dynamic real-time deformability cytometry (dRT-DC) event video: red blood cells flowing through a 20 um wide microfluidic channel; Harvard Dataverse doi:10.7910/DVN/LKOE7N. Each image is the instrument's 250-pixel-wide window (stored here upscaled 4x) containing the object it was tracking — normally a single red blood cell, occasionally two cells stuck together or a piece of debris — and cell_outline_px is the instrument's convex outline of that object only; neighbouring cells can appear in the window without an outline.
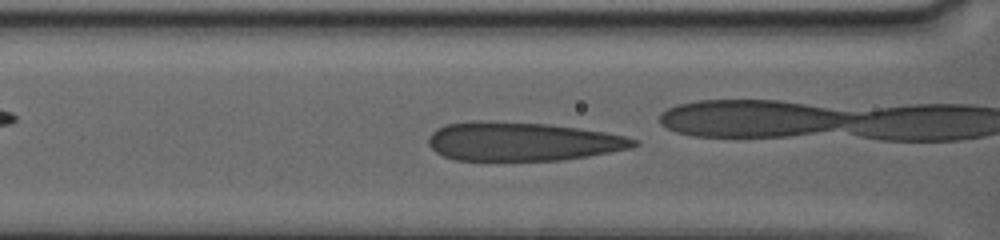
{"species": "human", "species_latin": "Homo sapiens", "temperature_condition": "warm", "stored_images_in_passage": 35, "camera_frame_rate_fps": 3000, "um_per_image_px": 0.085, "donor": {"sex": "female"}, "frame": {"image": 1, "passage_image": 10, "time_ms": 2.333, "image_size_px": [1000, 240], "cell_outline_px": [[640, 144], [632, 148], [588, 156], [560, 160], [456, 160], [444, 156], [436, 152], [428, 144], [428, 136], [436, 128], [444, 124], [468, 120], [488, 120], [548, 124], [604, 132], [624, 136], [640, 140]], "centroid_in_image_um": [44.36, 12.01], "position_along_channel_um": 122.2, "area_um2": 46.7}}